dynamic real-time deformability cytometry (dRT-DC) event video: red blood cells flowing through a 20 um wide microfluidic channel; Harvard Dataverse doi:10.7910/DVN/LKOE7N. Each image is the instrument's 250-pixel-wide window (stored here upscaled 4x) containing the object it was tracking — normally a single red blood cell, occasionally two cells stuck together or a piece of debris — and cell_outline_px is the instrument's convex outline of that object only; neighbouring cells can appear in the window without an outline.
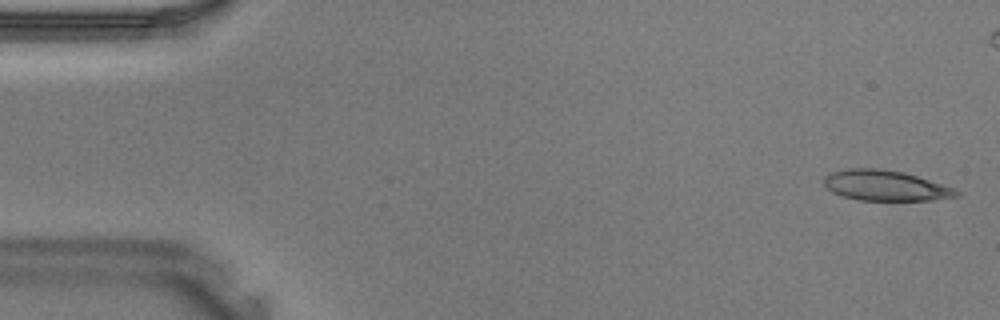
{"species": "Egyptian fruit bat (a non-hibernating species)", "species_latin": "Rousettus aegyptiacus", "temperature_condition": "warm", "stored_images_in_passage": 7, "camera_frame_rate_fps": 3000, "um_per_image_px": 0.085, "animal": {"sex": "male"}, "frame": {"image": 1, "passage_image": 1, "time_ms": 0.0, "image_size_px": [1000, 320], "cell_outline_px": [[960, 196], [932, 200], [860, 200], [844, 196], [832, 192], [824, 184], [824, 176], [832, 172], [848, 168], [876, 168], [904, 172], [956, 188], [960, 192]], "centroid_in_image_um": [75.29, 15.77], "position_along_channel_um": 9.7, "area_um2": 23.47}}